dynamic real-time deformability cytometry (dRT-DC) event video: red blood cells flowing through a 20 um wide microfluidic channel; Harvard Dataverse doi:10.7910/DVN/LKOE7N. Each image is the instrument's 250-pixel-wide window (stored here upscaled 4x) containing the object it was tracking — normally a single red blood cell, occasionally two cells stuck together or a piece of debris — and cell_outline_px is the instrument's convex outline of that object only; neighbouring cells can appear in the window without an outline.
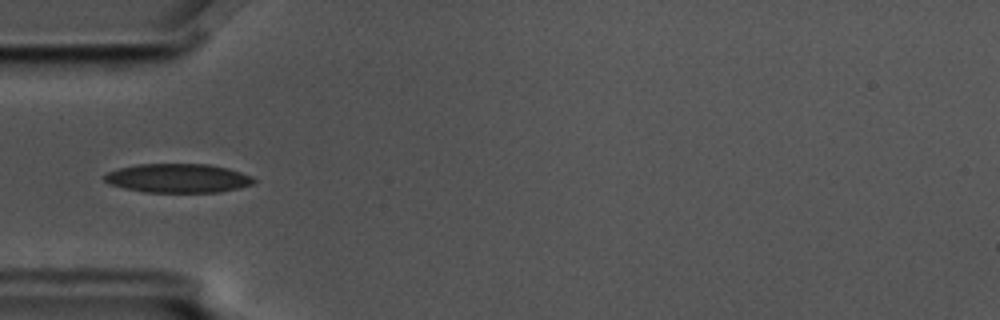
{"species": "common noctule bat (a hibernating species)", "species_latin": "Nyctalus noctula", "temperature_condition": "cold", "stored_images_in_passage": 8, "camera_frame_rate_fps": 3000, "um_per_image_px": 0.085, "animal": {"sex": "male", "body_mass_g": 17.5, "forearm_length_mm": 52.3}, "frame": {"image": 1, "passage_image": 4, "time_ms": 1.0, "image_size_px": [1000, 320], "cell_outline_px": [[256, 184], [240, 188], [220, 192], [144, 192], [124, 188], [112, 184], [104, 180], [104, 176], [108, 172], [120, 168], [140, 164], [208, 164], [228, 168], [252, 176], [256, 180]], "centroid_in_image_um": [15.2, 15.15], "position_along_channel_um": 69.8, "area_um2": 25.2}}